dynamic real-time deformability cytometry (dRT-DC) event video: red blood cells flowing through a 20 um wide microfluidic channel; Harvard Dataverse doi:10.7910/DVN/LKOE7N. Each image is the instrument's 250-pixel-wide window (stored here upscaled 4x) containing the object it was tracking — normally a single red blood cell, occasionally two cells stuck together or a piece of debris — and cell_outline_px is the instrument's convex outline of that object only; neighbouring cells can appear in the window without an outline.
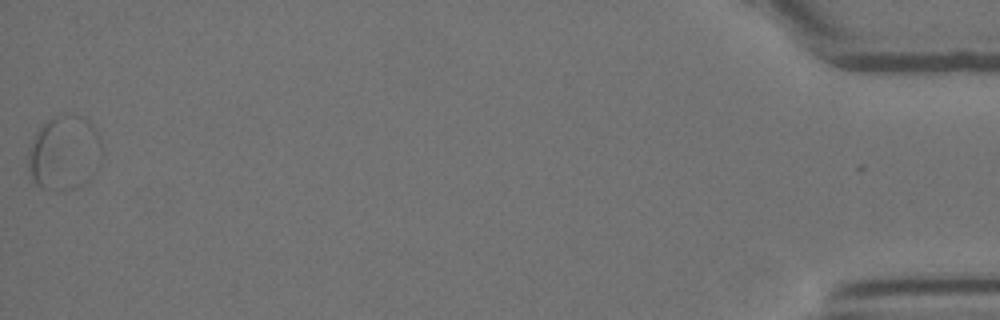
{"species": "Egyptian fruit bat (a non-hibernating species)", "species_latin": "Rousettus aegyptiacus", "temperature_condition": "room temperature", "stored_images_in_passage": 46, "segment_of_instrument_passage": [2, 2], "camera_frame_rate_fps": 3000, "um_per_image_px": 0.085, "animal": {"sex": "female"}, "frame": {"image": 1, "passage_image": 45, "time_ms": 14.667, "image_size_px": [1000, 320], "cell_outline_px": [[100, 164], [88, 180], [84, 184], [72, 188], [40, 188], [32, 180], [28, 168], [28, 148], [36, 132], [48, 120], [64, 112], [68, 112], [80, 116], [88, 120], [92, 124], [100, 140]], "centroid_in_image_um": [5.44, 12.96], "position_along_channel_um": 429.8, "area_um2": 31.91}}